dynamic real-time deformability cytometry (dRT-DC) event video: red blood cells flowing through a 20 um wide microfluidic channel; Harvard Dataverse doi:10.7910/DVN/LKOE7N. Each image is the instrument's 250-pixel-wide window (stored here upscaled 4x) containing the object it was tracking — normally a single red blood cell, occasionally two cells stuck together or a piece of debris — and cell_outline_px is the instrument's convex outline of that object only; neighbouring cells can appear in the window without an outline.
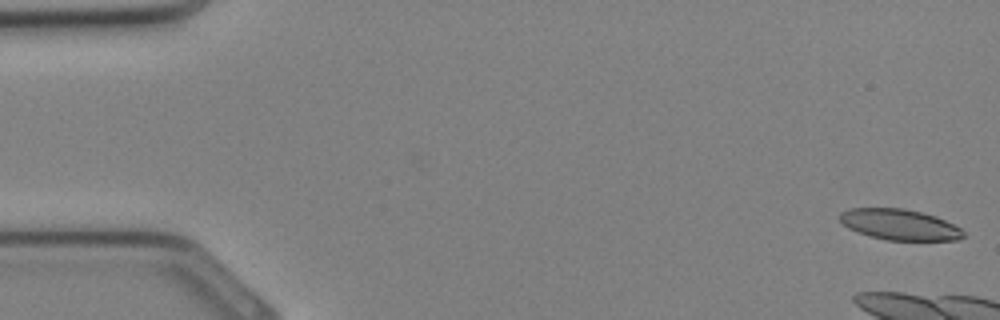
{"species": "Egyptian fruit bat (a non-hibernating species)", "species_latin": "Rousettus aegyptiacus", "temperature_condition": "cold", "stored_images_in_passage": 7, "camera_frame_rate_fps": 3000, "um_per_image_px": 0.085, "animal": {"sex": "female"}, "frame": {"image": 1, "passage_image": 1, "time_ms": 0.0, "image_size_px": [1000, 320], "cell_outline_px": [[964, 236], [960, 240], [888, 240], [872, 236], [848, 228], [836, 216], [840, 212], [852, 208], [904, 208], [936, 216], [960, 228], [964, 232]], "centroid_in_image_um": [76.46, 19.08], "position_along_channel_um": 8.5, "area_um2": 22.02}}